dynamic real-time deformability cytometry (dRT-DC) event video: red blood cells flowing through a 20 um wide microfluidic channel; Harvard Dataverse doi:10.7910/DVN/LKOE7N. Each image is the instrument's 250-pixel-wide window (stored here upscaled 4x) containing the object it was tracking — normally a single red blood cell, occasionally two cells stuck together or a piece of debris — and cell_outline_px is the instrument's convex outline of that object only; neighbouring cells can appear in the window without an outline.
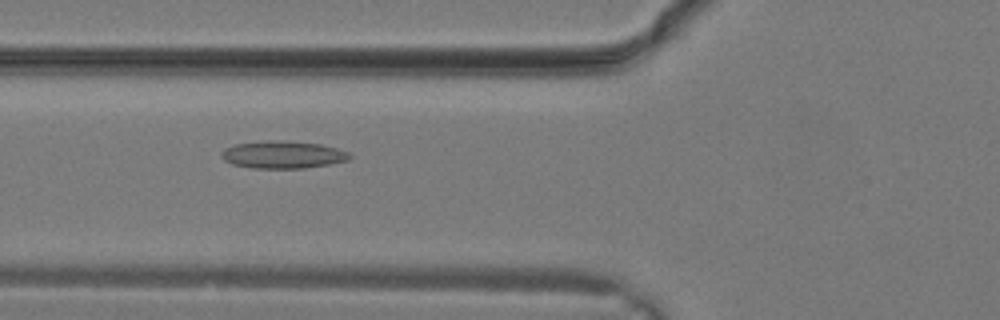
{"species": "common noctule bat (a hibernating species)", "species_latin": "Nyctalus noctula", "temperature_condition": "warm", "stored_images_in_passage": 15, "camera_frame_rate_fps": 3000, "um_per_image_px": 0.085, "animal": {"sex": "male", "body_mass_g": 19.2, "forearm_length_mm": 51.8}, "frame": {"image": 1, "passage_image": 8, "time_ms": 2.333, "image_size_px": [1000, 320], "cell_outline_px": [[352, 156], [348, 160], [328, 164], [304, 168], [252, 168], [232, 164], [224, 160], [220, 156], [220, 152], [224, 148], [236, 144], [320, 144], [336, 148], [348, 152]], "centroid_in_image_um": [24.04, 13.22], "position_along_channel_um": 101.8, "area_um2": 19.07}}
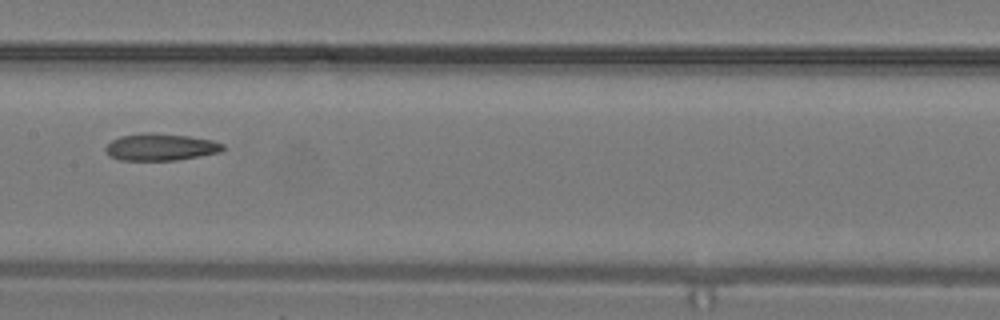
{"frame": {"image": 2, "passage_image": 12, "time_ms": 3.667, "image_size_px": [1000, 320], "cell_outline_px": [[224, 148], [220, 152], [176, 160], [120, 160], [108, 156], [104, 148], [112, 140], [120, 136], [144, 132], [152, 132], [188, 136], [212, 140], [224, 144]], "centroid_in_image_um": [13.62, 12.49], "position_along_channel_um": 193.8, "area_um2": 18.5}}
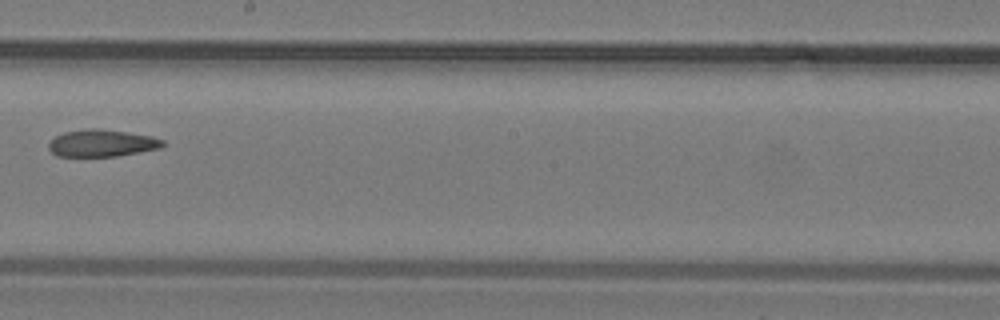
{"frame": {"image": 3, "passage_image": 14, "time_ms": 4.333, "image_size_px": [1000, 320], "cell_outline_px": [[164, 144], [160, 148], [116, 156], [56, 156], [48, 148], [48, 144], [56, 136], [64, 132], [88, 128], [100, 128], [152, 136], [164, 140]], "centroid_in_image_um": [8.65, 12.16], "position_along_channel_um": 239.6, "area_um2": 17.92}}